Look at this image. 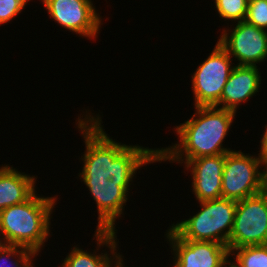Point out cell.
Here are the masks:
<instances>
[{
  "label": "cell",
  "mask_w": 267,
  "mask_h": 267,
  "mask_svg": "<svg viewBox=\"0 0 267 267\" xmlns=\"http://www.w3.org/2000/svg\"><path fill=\"white\" fill-rule=\"evenodd\" d=\"M245 21L267 31V0H249Z\"/></svg>",
  "instance_id": "obj_18"
},
{
  "label": "cell",
  "mask_w": 267,
  "mask_h": 267,
  "mask_svg": "<svg viewBox=\"0 0 267 267\" xmlns=\"http://www.w3.org/2000/svg\"><path fill=\"white\" fill-rule=\"evenodd\" d=\"M58 196H39L0 211V243L24 247L37 255L48 241Z\"/></svg>",
  "instance_id": "obj_3"
},
{
  "label": "cell",
  "mask_w": 267,
  "mask_h": 267,
  "mask_svg": "<svg viewBox=\"0 0 267 267\" xmlns=\"http://www.w3.org/2000/svg\"><path fill=\"white\" fill-rule=\"evenodd\" d=\"M262 163L259 155L241 150L226 153L221 198L240 201L262 192Z\"/></svg>",
  "instance_id": "obj_5"
},
{
  "label": "cell",
  "mask_w": 267,
  "mask_h": 267,
  "mask_svg": "<svg viewBox=\"0 0 267 267\" xmlns=\"http://www.w3.org/2000/svg\"><path fill=\"white\" fill-rule=\"evenodd\" d=\"M230 256L240 267H267V244L232 249Z\"/></svg>",
  "instance_id": "obj_16"
},
{
  "label": "cell",
  "mask_w": 267,
  "mask_h": 267,
  "mask_svg": "<svg viewBox=\"0 0 267 267\" xmlns=\"http://www.w3.org/2000/svg\"><path fill=\"white\" fill-rule=\"evenodd\" d=\"M123 259L124 257L121 256L112 267H126Z\"/></svg>",
  "instance_id": "obj_22"
},
{
  "label": "cell",
  "mask_w": 267,
  "mask_h": 267,
  "mask_svg": "<svg viewBox=\"0 0 267 267\" xmlns=\"http://www.w3.org/2000/svg\"><path fill=\"white\" fill-rule=\"evenodd\" d=\"M31 0H0V25L7 24L24 10Z\"/></svg>",
  "instance_id": "obj_19"
},
{
  "label": "cell",
  "mask_w": 267,
  "mask_h": 267,
  "mask_svg": "<svg viewBox=\"0 0 267 267\" xmlns=\"http://www.w3.org/2000/svg\"><path fill=\"white\" fill-rule=\"evenodd\" d=\"M262 139L260 140L261 146H260V153L258 155L262 158V160L267 159V124L265 125V131L263 133Z\"/></svg>",
  "instance_id": "obj_20"
},
{
  "label": "cell",
  "mask_w": 267,
  "mask_h": 267,
  "mask_svg": "<svg viewBox=\"0 0 267 267\" xmlns=\"http://www.w3.org/2000/svg\"><path fill=\"white\" fill-rule=\"evenodd\" d=\"M267 244V195L260 192L237 201L229 252L243 246Z\"/></svg>",
  "instance_id": "obj_7"
},
{
  "label": "cell",
  "mask_w": 267,
  "mask_h": 267,
  "mask_svg": "<svg viewBox=\"0 0 267 267\" xmlns=\"http://www.w3.org/2000/svg\"><path fill=\"white\" fill-rule=\"evenodd\" d=\"M217 267H228V257Z\"/></svg>",
  "instance_id": "obj_24"
},
{
  "label": "cell",
  "mask_w": 267,
  "mask_h": 267,
  "mask_svg": "<svg viewBox=\"0 0 267 267\" xmlns=\"http://www.w3.org/2000/svg\"><path fill=\"white\" fill-rule=\"evenodd\" d=\"M214 3L221 19L234 21V23L245 20L249 0H215Z\"/></svg>",
  "instance_id": "obj_17"
},
{
  "label": "cell",
  "mask_w": 267,
  "mask_h": 267,
  "mask_svg": "<svg viewBox=\"0 0 267 267\" xmlns=\"http://www.w3.org/2000/svg\"><path fill=\"white\" fill-rule=\"evenodd\" d=\"M198 203L200 211L169 228L183 240L211 241L228 246L237 201L220 198Z\"/></svg>",
  "instance_id": "obj_4"
},
{
  "label": "cell",
  "mask_w": 267,
  "mask_h": 267,
  "mask_svg": "<svg viewBox=\"0 0 267 267\" xmlns=\"http://www.w3.org/2000/svg\"><path fill=\"white\" fill-rule=\"evenodd\" d=\"M48 16L61 27L81 37L97 39L102 16L92 0H40Z\"/></svg>",
  "instance_id": "obj_8"
},
{
  "label": "cell",
  "mask_w": 267,
  "mask_h": 267,
  "mask_svg": "<svg viewBox=\"0 0 267 267\" xmlns=\"http://www.w3.org/2000/svg\"><path fill=\"white\" fill-rule=\"evenodd\" d=\"M9 165L0 167V211L25 202L36 192L37 177Z\"/></svg>",
  "instance_id": "obj_14"
},
{
  "label": "cell",
  "mask_w": 267,
  "mask_h": 267,
  "mask_svg": "<svg viewBox=\"0 0 267 267\" xmlns=\"http://www.w3.org/2000/svg\"><path fill=\"white\" fill-rule=\"evenodd\" d=\"M195 113L174 131L178 142L172 146L158 148L159 162L186 164L202 156H216L232 151L223 146L236 112L216 106L194 107Z\"/></svg>",
  "instance_id": "obj_2"
},
{
  "label": "cell",
  "mask_w": 267,
  "mask_h": 267,
  "mask_svg": "<svg viewBox=\"0 0 267 267\" xmlns=\"http://www.w3.org/2000/svg\"><path fill=\"white\" fill-rule=\"evenodd\" d=\"M173 255V267H217L229 255L228 246L211 241L179 238L170 228L165 232Z\"/></svg>",
  "instance_id": "obj_10"
},
{
  "label": "cell",
  "mask_w": 267,
  "mask_h": 267,
  "mask_svg": "<svg viewBox=\"0 0 267 267\" xmlns=\"http://www.w3.org/2000/svg\"><path fill=\"white\" fill-rule=\"evenodd\" d=\"M262 192L267 195V159L262 163Z\"/></svg>",
  "instance_id": "obj_21"
},
{
  "label": "cell",
  "mask_w": 267,
  "mask_h": 267,
  "mask_svg": "<svg viewBox=\"0 0 267 267\" xmlns=\"http://www.w3.org/2000/svg\"><path fill=\"white\" fill-rule=\"evenodd\" d=\"M230 255L228 256V267H240L237 263H235L233 260L231 261V259L233 258H230Z\"/></svg>",
  "instance_id": "obj_23"
},
{
  "label": "cell",
  "mask_w": 267,
  "mask_h": 267,
  "mask_svg": "<svg viewBox=\"0 0 267 267\" xmlns=\"http://www.w3.org/2000/svg\"><path fill=\"white\" fill-rule=\"evenodd\" d=\"M36 256L24 247L0 243V267H35L33 260Z\"/></svg>",
  "instance_id": "obj_15"
},
{
  "label": "cell",
  "mask_w": 267,
  "mask_h": 267,
  "mask_svg": "<svg viewBox=\"0 0 267 267\" xmlns=\"http://www.w3.org/2000/svg\"><path fill=\"white\" fill-rule=\"evenodd\" d=\"M234 28H223L219 44L231 58L238 61L235 65L256 66L267 60V31L244 21ZM229 28V29H228Z\"/></svg>",
  "instance_id": "obj_9"
},
{
  "label": "cell",
  "mask_w": 267,
  "mask_h": 267,
  "mask_svg": "<svg viewBox=\"0 0 267 267\" xmlns=\"http://www.w3.org/2000/svg\"><path fill=\"white\" fill-rule=\"evenodd\" d=\"M117 233V231L95 230V237L93 240H96L97 247L93 250L94 252L83 250L82 248L77 247L78 244L76 246L74 245L64 260H62L63 263L60 267H112L122 256L120 252H117V248H119ZM104 246L109 250H103L100 254L99 250Z\"/></svg>",
  "instance_id": "obj_13"
},
{
  "label": "cell",
  "mask_w": 267,
  "mask_h": 267,
  "mask_svg": "<svg viewBox=\"0 0 267 267\" xmlns=\"http://www.w3.org/2000/svg\"><path fill=\"white\" fill-rule=\"evenodd\" d=\"M82 112L86 114L84 118L78 115L76 127L86 149L80 158L84 164L78 177L96 202V230L117 231L116 219L125 215L129 187L142 166L159 162L158 148L116 142L103 128L100 114L94 116L87 109Z\"/></svg>",
  "instance_id": "obj_1"
},
{
  "label": "cell",
  "mask_w": 267,
  "mask_h": 267,
  "mask_svg": "<svg viewBox=\"0 0 267 267\" xmlns=\"http://www.w3.org/2000/svg\"><path fill=\"white\" fill-rule=\"evenodd\" d=\"M259 66L235 65L223 88L220 101L216 107L237 113L239 105L251 99L261 89V72Z\"/></svg>",
  "instance_id": "obj_12"
},
{
  "label": "cell",
  "mask_w": 267,
  "mask_h": 267,
  "mask_svg": "<svg viewBox=\"0 0 267 267\" xmlns=\"http://www.w3.org/2000/svg\"><path fill=\"white\" fill-rule=\"evenodd\" d=\"M232 61L228 52L217 41L209 56L191 75L195 107L215 106L220 101L223 88L235 65Z\"/></svg>",
  "instance_id": "obj_6"
},
{
  "label": "cell",
  "mask_w": 267,
  "mask_h": 267,
  "mask_svg": "<svg viewBox=\"0 0 267 267\" xmlns=\"http://www.w3.org/2000/svg\"><path fill=\"white\" fill-rule=\"evenodd\" d=\"M225 154L189 160L184 168L192 176V192L197 202L221 198Z\"/></svg>",
  "instance_id": "obj_11"
}]
</instances>
